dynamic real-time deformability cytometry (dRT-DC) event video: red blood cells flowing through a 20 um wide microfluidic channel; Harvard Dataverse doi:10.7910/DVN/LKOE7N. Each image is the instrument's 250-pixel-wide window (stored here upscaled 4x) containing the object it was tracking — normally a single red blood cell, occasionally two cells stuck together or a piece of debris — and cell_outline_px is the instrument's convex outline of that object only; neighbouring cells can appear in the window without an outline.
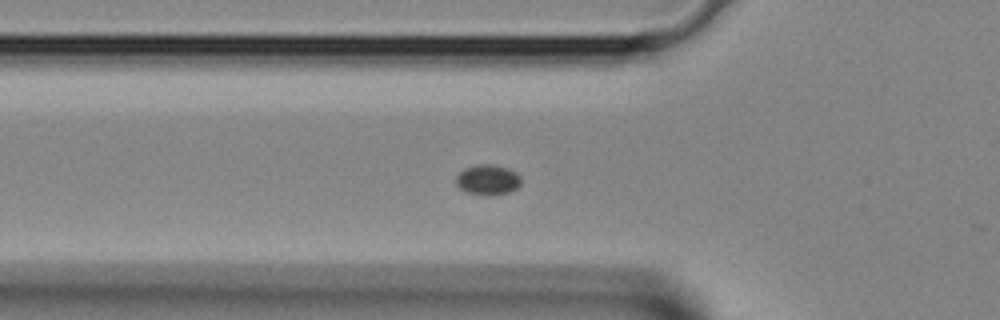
{"species": "Egyptian fruit bat (a non-hibernating species)", "species_latin": "Rousettus aegyptiacus", "temperature_condition": "room temperature", "stored_images_in_passage": 31, "camera_frame_rate_fps": 3000, "um_per_image_px": 0.085, "animal": {"sex": "female"}, "frame": {"image": 1, "passage_image": 13, "time_ms": 4.0, "image_size_px": [1000, 320], "cell_outline_px": [[520, 184], [516, 188], [508, 192], [468, 192], [460, 188], [456, 184], [456, 176], [464, 168], [480, 164], [488, 164], [508, 168], [516, 172], [520, 176]], "centroid_in_image_um": [41.45, 15.21], "position_along_channel_um": 84.3, "area_um2": 10.75}}
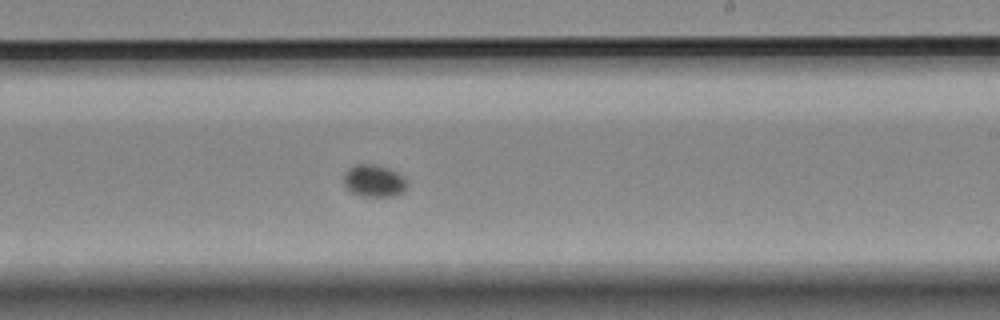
{"frame": {"image": 2, "passage_image": 23, "time_ms": 7.333, "image_size_px": [1000, 320], "cell_outline_px": [[408, 180], [404, 192], [392, 196], [360, 196], [352, 192], [344, 184], [344, 172], [348, 168], [356, 164], [372, 164], [388, 168], [404, 176]], "centroid_in_image_um": [31.8, 15.36], "position_along_channel_um": 257.2, "area_um2": 11.91}}
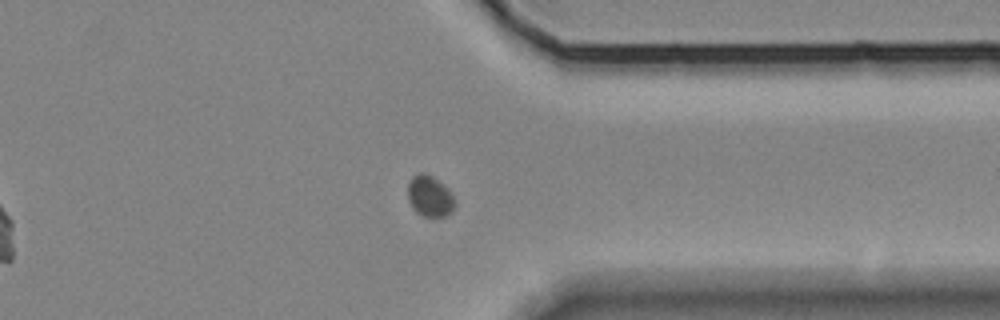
{"frame": {"image": 3, "passage_image": 30, "time_ms": 9.667, "image_size_px": [1000, 320], "cell_outline_px": [[456, 204], [452, 212], [444, 216], [424, 216], [416, 212], [412, 208], [408, 200], [408, 184], [412, 176], [420, 172], [424, 172], [432, 176], [448, 188]], "centroid_in_image_um": [36.52, 16.67], "position_along_channel_um": 374.9, "area_um2": 11.27}}